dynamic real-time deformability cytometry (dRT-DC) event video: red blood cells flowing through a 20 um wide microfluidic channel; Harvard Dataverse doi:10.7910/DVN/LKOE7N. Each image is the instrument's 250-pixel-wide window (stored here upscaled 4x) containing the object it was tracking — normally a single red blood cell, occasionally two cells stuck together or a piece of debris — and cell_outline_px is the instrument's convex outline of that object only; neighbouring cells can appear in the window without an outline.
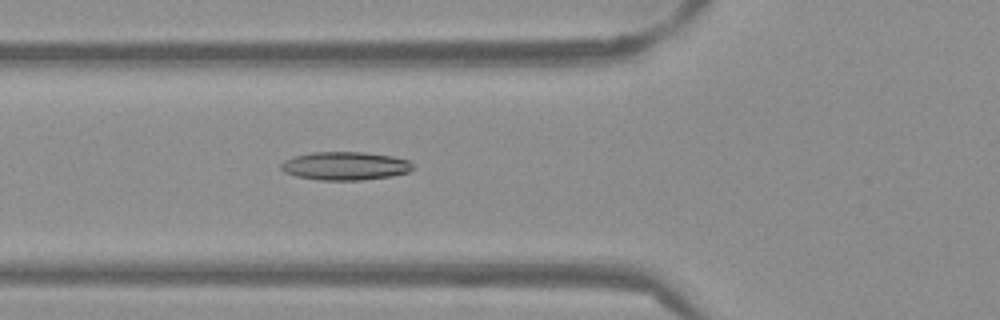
{"species": "Egyptian fruit bat (a non-hibernating species)", "species_latin": "Rousettus aegyptiacus", "temperature_condition": "warm", "stored_images_in_passage": 53, "camera_frame_rate_fps": 3000, "um_per_image_px": 0.085, "frame": {"image": 1, "passage_image": 20, "time_ms": 6.333, "image_size_px": [1000, 320], "cell_outline_px": [[416, 168], [408, 172], [392, 176], [360, 180], [320, 180], [296, 176], [284, 172], [280, 168], [280, 164], [284, 160], [292, 156], [312, 152], [364, 152], [392, 156], [408, 160]], "centroid_in_image_um": [29.33, 14.1], "position_along_channel_um": 96.5, "area_um2": 21.91}}
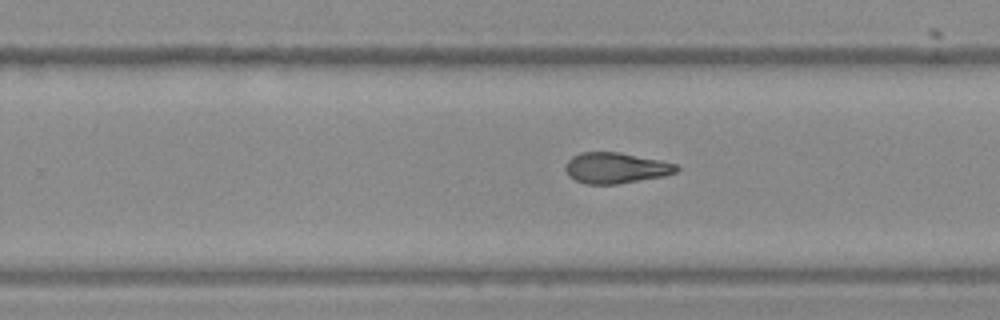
{"frame": {"image": 2, "passage_image": 34, "time_ms": 11.0, "image_size_px": [1000, 320], "cell_outline_px": [[680, 168], [676, 172], [664, 176], [616, 184], [588, 184], [576, 180], [568, 176], [564, 168], [564, 164], [572, 156], [580, 152], [620, 152], [660, 160], [676, 164]], "centroid_in_image_um": [52.31, 14.27], "position_along_channel_um": 277.5, "area_um2": 20.0}}
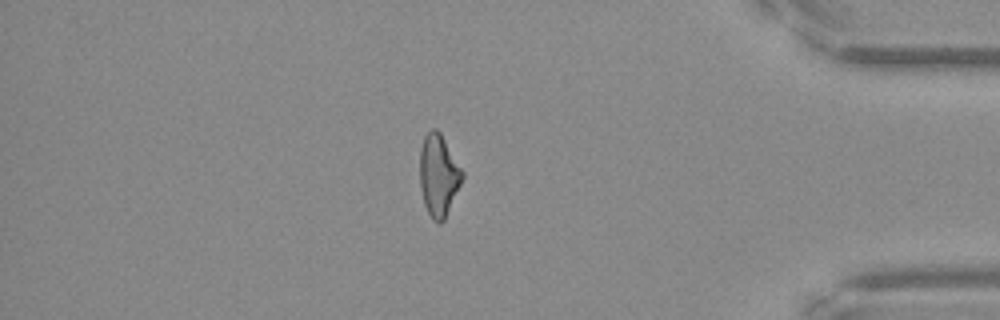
{"frame": {"image": 3, "passage_image": 46, "time_ms": 15.0, "image_size_px": [1000, 320], "cell_outline_px": [[464, 176], [444, 220], [440, 224], [432, 220], [424, 204], [420, 188], [420, 148], [424, 136], [432, 128], [436, 128], [440, 132], [464, 172]], "centroid_in_image_um": [37.27, 14.89], "position_along_channel_um": 397.9, "area_um2": 20.23}, "authors_computed_cell_mechanics": {"area_um2": 20.7502, "velocity_mm_per_s": 3.8676, "shape_relaxation_time_tau1_ms": null, "shape_relaxation_time_tau2_ms": 4.3098, "deformation_change_tau1": null, "deformation_change_tau2": 0.1365}}